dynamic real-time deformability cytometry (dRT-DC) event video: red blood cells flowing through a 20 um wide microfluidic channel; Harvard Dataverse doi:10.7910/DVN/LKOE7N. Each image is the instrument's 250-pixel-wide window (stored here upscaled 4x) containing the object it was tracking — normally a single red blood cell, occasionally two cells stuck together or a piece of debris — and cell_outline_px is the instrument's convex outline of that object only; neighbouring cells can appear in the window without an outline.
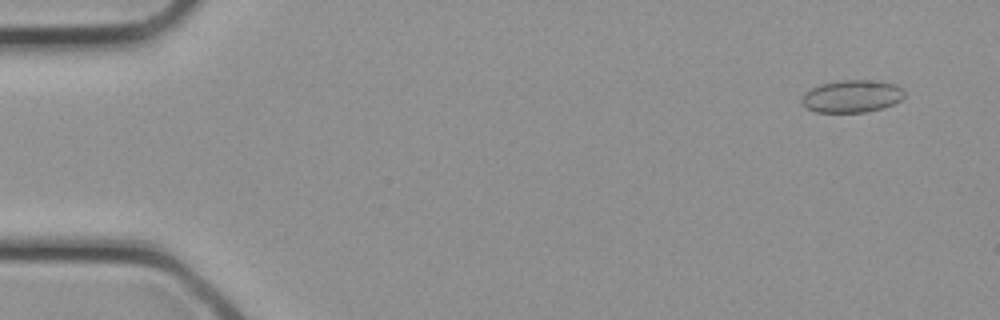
{"species": "common noctule bat (a hibernating species)", "species_latin": "Nyctalus noctula", "temperature_condition": "cold", "stored_images_in_passage": 26, "camera_frame_rate_fps": 3000, "um_per_image_px": 0.085, "animal": {"sex": "female", "body_mass_g": 21.9}, "frame": {"image": 1, "passage_image": 2, "time_ms": 0.333, "image_size_px": [1000, 320], "cell_outline_px": [[904, 96], [900, 100], [884, 108], [864, 112], [816, 112], [808, 108], [800, 100], [804, 92], [820, 84], [836, 80], [876, 80], [896, 84], [904, 88]], "centroid_in_image_um": [72.43, 8.16], "position_along_channel_um": 12.6, "area_um2": 19.59}}
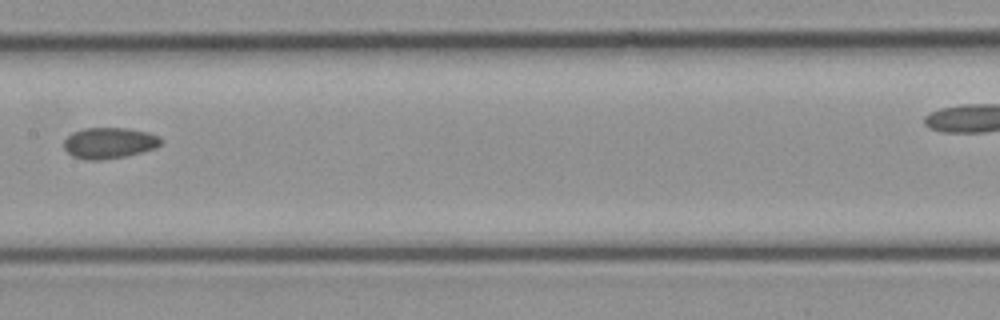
{"frame": {"image": 2, "passage_image": 16, "time_ms": 5.0, "image_size_px": [1000, 320], "cell_outline_px": [[164, 140], [156, 148], [128, 156], [100, 160], [88, 160], [72, 156], [64, 148], [64, 140], [72, 132], [84, 128], [128, 128], [148, 132], [160, 136]], "centroid_in_image_um": [9.31, 12.15], "position_along_channel_um": 198.1, "area_um2": 17.74}}
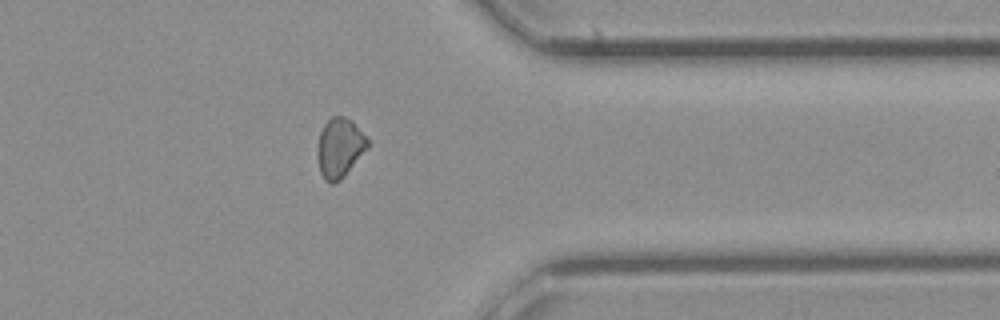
{"frame": {"image": 3, "passage_image": 25, "time_ms": 8.0, "image_size_px": [1000, 320], "cell_outline_px": [[368, 148], [344, 176], [340, 180], [332, 184], [328, 184], [324, 180], [320, 172], [316, 156], [316, 144], [320, 132], [324, 124], [332, 116], [344, 116], [352, 120], [368, 140]], "centroid_in_image_um": [28.83, 12.57], "position_along_channel_um": 382.6, "area_um2": 17.63}}